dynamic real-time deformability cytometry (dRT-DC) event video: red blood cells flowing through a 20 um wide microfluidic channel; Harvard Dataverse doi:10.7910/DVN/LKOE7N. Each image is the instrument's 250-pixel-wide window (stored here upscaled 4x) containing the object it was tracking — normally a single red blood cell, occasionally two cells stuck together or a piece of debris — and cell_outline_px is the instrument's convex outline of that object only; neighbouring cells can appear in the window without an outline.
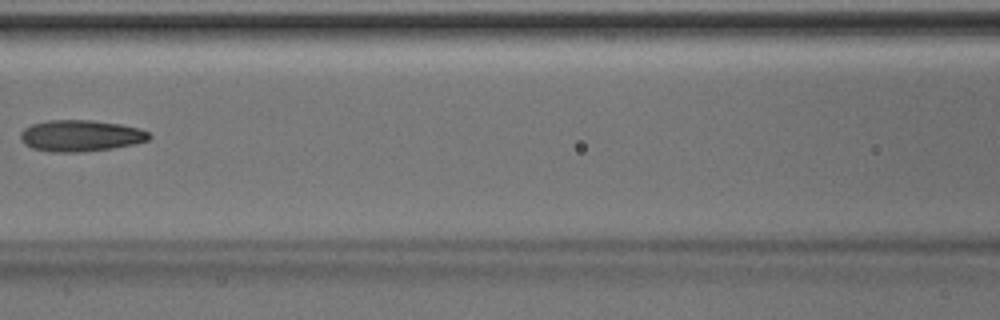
{"species": "Egyptian fruit bat (a non-hibernating species)", "species_latin": "Rousettus aegyptiacus", "temperature_condition": "room temperature", "stored_images_in_passage": 6, "camera_frame_rate_fps": 3000, "um_per_image_px": 0.085, "animal": {"sex": "male"}, "frame": {"image": 1, "passage_image": 6, "time_ms": 1.667, "image_size_px": [1000, 320], "cell_outline_px": [[152, 136], [148, 140], [136, 144], [112, 148], [84, 152], [48, 152], [32, 148], [24, 144], [20, 140], [20, 132], [24, 128], [32, 124], [48, 120], [92, 120], [120, 124], [140, 128], [148, 132]], "centroid_in_image_um": [6.84, 11.54], "position_along_channel_um": 159.8, "area_um2": 23.81}}